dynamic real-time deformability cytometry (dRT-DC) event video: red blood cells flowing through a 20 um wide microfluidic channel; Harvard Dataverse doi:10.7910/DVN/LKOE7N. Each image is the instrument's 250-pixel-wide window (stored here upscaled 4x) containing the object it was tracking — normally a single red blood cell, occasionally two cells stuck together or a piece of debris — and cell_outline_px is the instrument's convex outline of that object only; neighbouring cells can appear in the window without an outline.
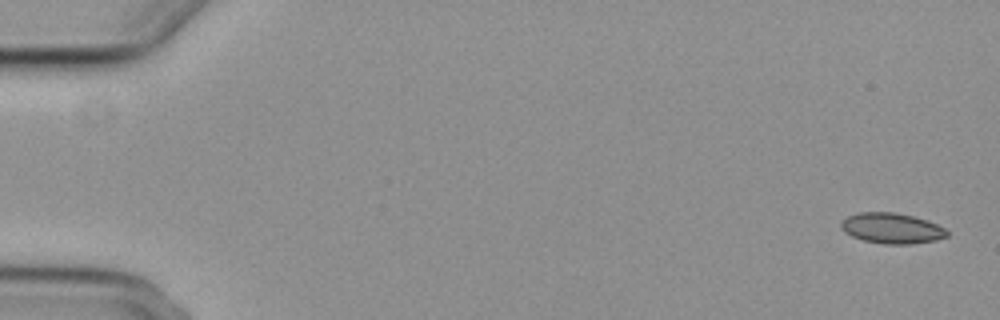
{"species": "common noctule bat (a hibernating species)", "species_latin": "Nyctalus noctula", "temperature_condition": "cold", "stored_images_in_passage": 7, "camera_frame_rate_fps": 3000, "um_per_image_px": 0.085, "animal": {"sex": "female", "body_mass_g": 29.2, "forearm_length_mm": 56.3}, "frame": {"image": 1, "passage_image": 1, "time_ms": 0.0, "image_size_px": [1000, 320], "cell_outline_px": [[948, 236], [936, 240], [912, 244], [884, 244], [864, 240], [852, 236], [844, 232], [840, 224], [840, 220], [848, 216], [860, 212], [896, 212], [928, 220], [944, 228], [948, 232]], "centroid_in_image_um": [75.79, 19.4], "position_along_channel_um": 9.2, "area_um2": 18.9}}
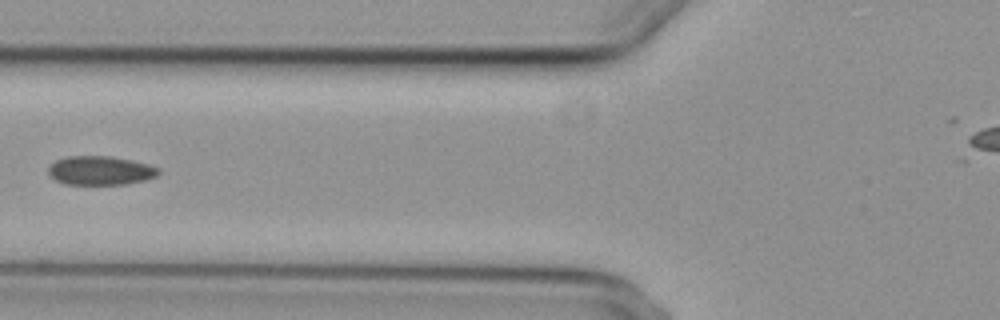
{"frame": {"image": 2, "passage_image": 6, "time_ms": 7.0, "image_size_px": [1000, 320], "cell_outline_px": [[160, 172], [156, 176], [144, 180], [124, 184], [64, 184], [56, 180], [48, 172], [48, 168], [56, 160], [68, 156], [112, 156], [132, 160], [148, 164], [160, 168]], "centroid_in_image_um": [8.55, 14.49], "position_along_channel_um": 117.3, "area_um2": 18.5}}
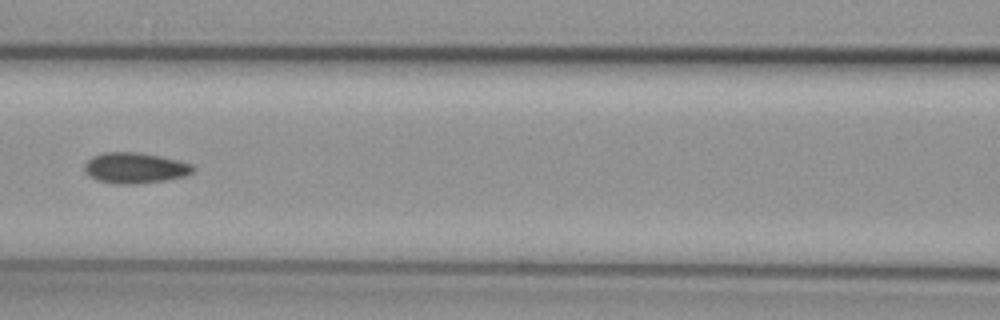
{"frame": {"image": 3, "passage_image": 7, "time_ms": 8.0, "image_size_px": [1000, 320], "cell_outline_px": [[196, 168], [192, 172], [184, 176], [164, 180], [136, 184], [112, 184], [96, 180], [88, 176], [84, 172], [84, 164], [92, 156], [104, 152], [140, 152], [180, 160], [192, 164]], "centroid_in_image_um": [11.44, 14.27], "position_along_channel_um": 155.2, "area_um2": 19.71}}